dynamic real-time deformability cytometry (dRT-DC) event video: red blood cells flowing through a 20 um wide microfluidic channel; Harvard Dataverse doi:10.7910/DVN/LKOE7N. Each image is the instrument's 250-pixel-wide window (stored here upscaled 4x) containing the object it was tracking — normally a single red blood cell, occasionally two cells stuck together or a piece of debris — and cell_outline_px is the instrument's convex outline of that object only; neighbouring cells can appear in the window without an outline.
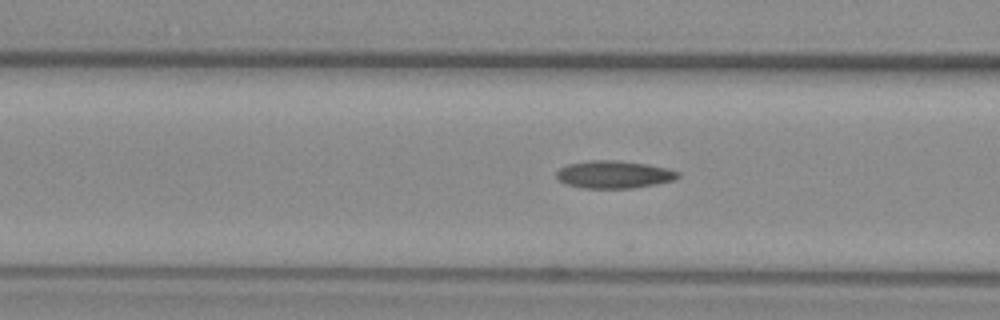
{"species": "common noctule bat (a hibernating species)", "species_latin": "Nyctalus noctula", "temperature_condition": "warm", "stored_images_in_passage": 23, "camera_frame_rate_fps": 3000, "um_per_image_px": 0.085, "animal": {"sex": "female", "body_mass_g": 29.2, "forearm_length_mm": 56.3}, "frame": {"image": 1, "passage_image": 20, "time_ms": 6.333, "image_size_px": [1000, 320], "cell_outline_px": [[680, 176], [676, 180], [656, 184], [632, 188], [584, 188], [568, 184], [560, 180], [556, 176], [556, 172], [560, 168], [568, 164], [588, 160], [616, 160], [648, 164], [668, 168], [680, 172]], "centroid_in_image_um": [52.23, 14.82], "position_along_channel_um": 114.4, "area_um2": 19.59}}